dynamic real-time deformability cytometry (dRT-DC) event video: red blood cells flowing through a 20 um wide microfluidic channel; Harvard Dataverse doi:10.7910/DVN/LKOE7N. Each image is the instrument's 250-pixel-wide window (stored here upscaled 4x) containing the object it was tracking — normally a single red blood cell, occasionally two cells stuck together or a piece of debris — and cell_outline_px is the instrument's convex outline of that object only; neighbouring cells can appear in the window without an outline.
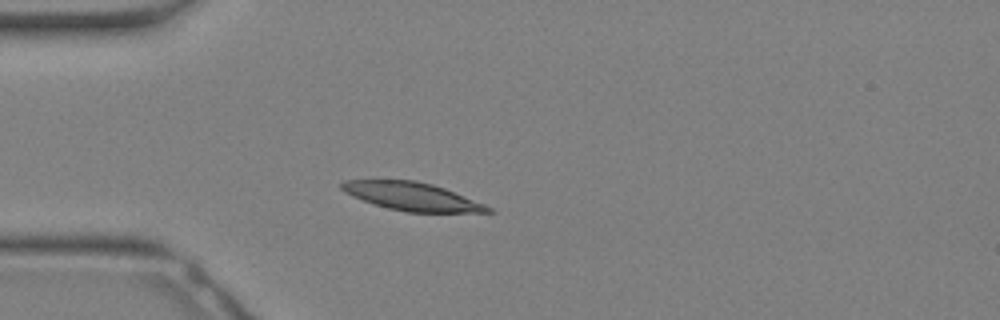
{"species": "Egyptian fruit bat (a non-hibernating species)", "species_latin": "Rousettus aegyptiacus", "temperature_condition": "warm", "stored_images_in_passage": 25, "camera_frame_rate_fps": 3000, "um_per_image_px": 0.085, "animal": {"sex": "female"}, "frame": {"image": 1, "passage_image": 1, "time_ms": 0.0, "image_size_px": [1000, 320], "cell_outline_px": [[496, 212], [408, 212], [388, 208], [352, 196], [344, 192], [340, 188], [340, 184], [344, 180], [416, 180], [432, 184], [444, 188], [484, 204], [492, 208]], "centroid_in_image_um": [35.01, 16.69], "position_along_channel_um": 50.0, "area_um2": 23.7}}
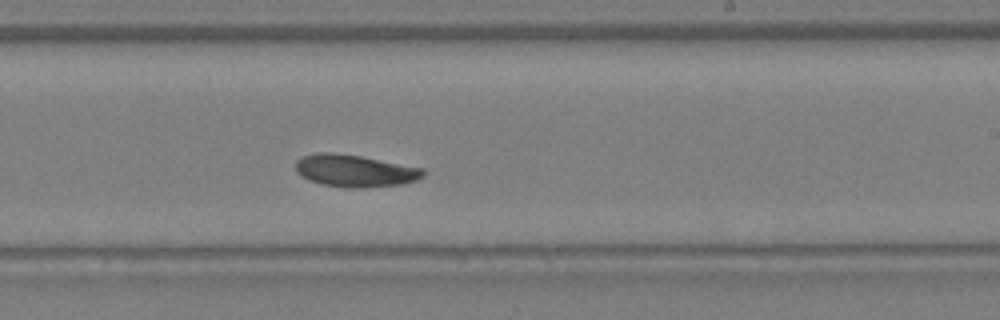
{"frame": {"image": 2, "passage_image": 12, "time_ms": 3.667, "image_size_px": [1000, 320], "cell_outline_px": [[424, 172], [416, 180], [400, 184], [360, 188], [348, 188], [324, 184], [308, 180], [296, 172], [296, 160], [304, 156], [320, 152], [332, 152], [360, 156], [424, 168]], "centroid_in_image_um": [30.13, 14.51], "position_along_channel_um": 258.9, "area_um2": 23.64}}
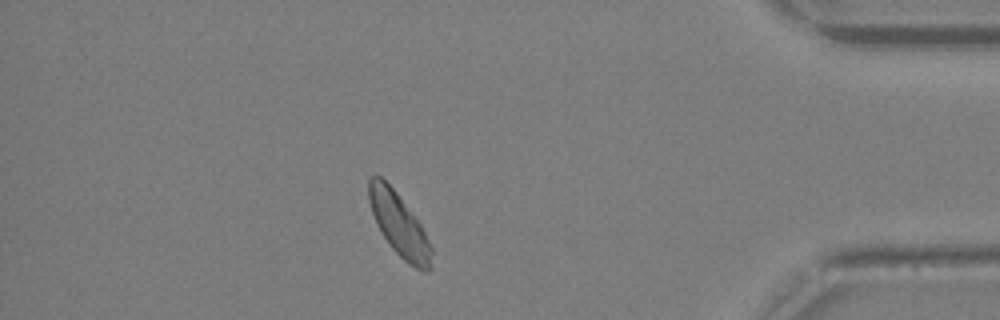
{"frame": {"image": 3, "passage_image": 21, "time_ms": 6.667, "image_size_px": [1000, 320], "cell_outline_px": [[432, 268], [428, 272], [420, 272], [408, 264], [392, 248], [376, 224], [368, 200], [368, 180], [372, 176], [380, 176], [396, 192], [420, 224], [432, 248]], "centroid_in_image_um": [33.93, 19.15], "position_along_channel_um": 401.3, "area_um2": 22.77}}